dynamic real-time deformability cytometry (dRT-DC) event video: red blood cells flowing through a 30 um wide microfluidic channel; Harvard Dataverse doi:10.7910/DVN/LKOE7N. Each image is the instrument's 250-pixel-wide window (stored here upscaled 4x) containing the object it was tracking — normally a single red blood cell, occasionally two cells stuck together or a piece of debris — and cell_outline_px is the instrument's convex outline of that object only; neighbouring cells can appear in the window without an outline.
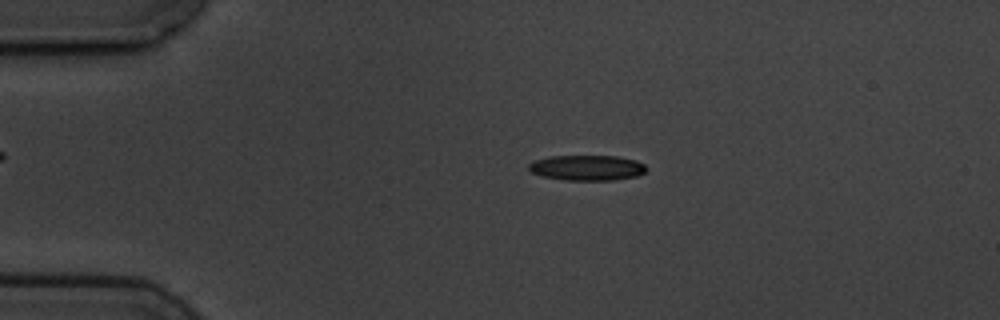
{"species": "common noctule bat (a hibernating species)", "species_latin": "Nyctalus noctula", "temperature_condition": "cold", "stored_images_in_passage": 9, "camera_frame_rate_fps": 3000, "um_per_image_px": 0.085, "animal": {"sex": "male", "body_mass_g": 19.5, "forearm_length_mm": 54.6}, "frame": {"image": 1, "passage_image": 2, "time_ms": 1.333, "image_size_px": [1000, 320], "cell_outline_px": [[648, 168], [644, 172], [636, 176], [612, 180], [568, 180], [544, 176], [532, 172], [528, 168], [528, 164], [532, 160], [552, 156], [616, 156], [636, 160], [644, 164]], "centroid_in_image_um": [49.9, 14.25], "position_along_channel_um": 35.1, "area_um2": 17.28}}
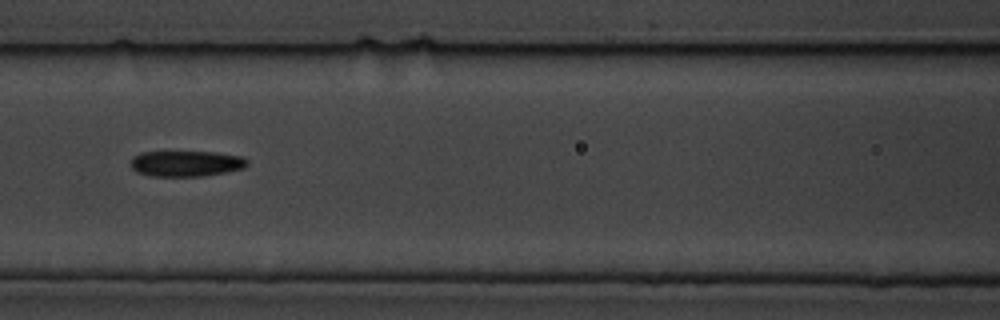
{"frame": {"image": 2, "passage_image": 6, "time_ms": 5.667, "image_size_px": [1000, 320], "cell_outline_px": [[248, 164], [244, 168], [228, 172], [204, 176], [148, 176], [136, 172], [132, 168], [132, 156], [140, 152], [216, 152], [244, 156], [248, 160]], "centroid_in_image_um": [15.85, 13.9], "position_along_channel_um": 150.7, "area_um2": 17.74}}
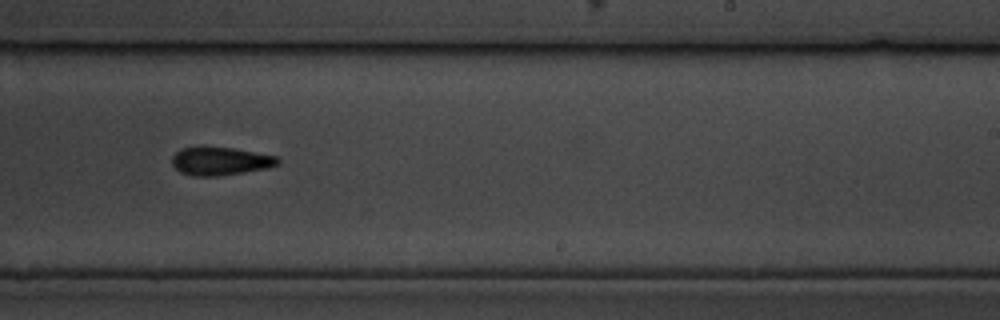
{"frame": {"image": 3, "passage_image": 9, "time_ms": 9.0, "image_size_px": [1000, 320], "cell_outline_px": [[280, 164], [268, 168], [244, 172], [216, 176], [192, 176], [180, 172], [172, 164], [172, 156], [180, 148], [196, 144], [204, 144], [232, 148], [276, 156], [280, 160]], "centroid_in_image_um": [18.67, 13.65], "position_along_channel_um": 270.3, "area_um2": 17.98}}